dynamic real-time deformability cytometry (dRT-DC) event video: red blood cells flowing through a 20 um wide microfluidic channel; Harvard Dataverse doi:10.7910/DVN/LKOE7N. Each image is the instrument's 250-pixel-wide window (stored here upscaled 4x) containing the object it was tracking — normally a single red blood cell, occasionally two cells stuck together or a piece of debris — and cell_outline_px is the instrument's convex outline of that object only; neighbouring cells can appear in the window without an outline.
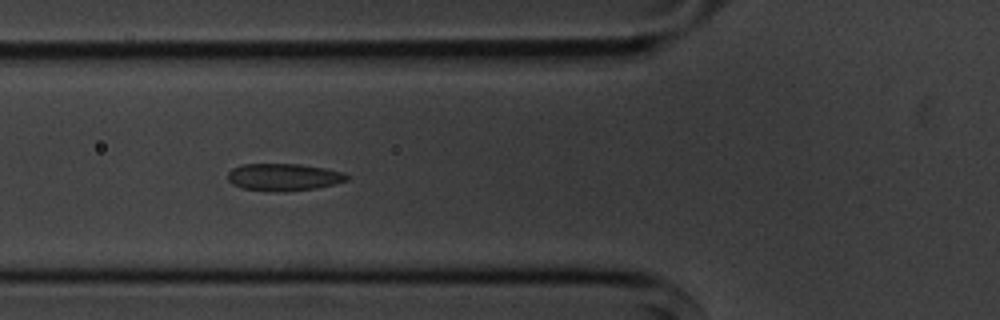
{"species": "common noctule bat (a hibernating species)", "species_latin": "Nyctalus noctula", "temperature_condition": "cold", "stored_images_in_passage": 14, "camera_frame_rate_fps": 3000, "um_per_image_px": 0.085, "animal": {"sex": "male", "body_mass_g": 20.1, "forearm_length_mm": 53.5}, "frame": {"image": 1, "passage_image": 5, "time_ms": 5.333, "image_size_px": [1000, 320], "cell_outline_px": [[348, 180], [316, 188], [284, 192], [276, 192], [240, 188], [232, 184], [228, 180], [228, 172], [232, 168], [240, 164], [300, 164], [324, 168], [344, 172], [348, 176]], "centroid_in_image_um": [24.07, 15.05], "position_along_channel_um": 101.7, "area_um2": 19.02}}
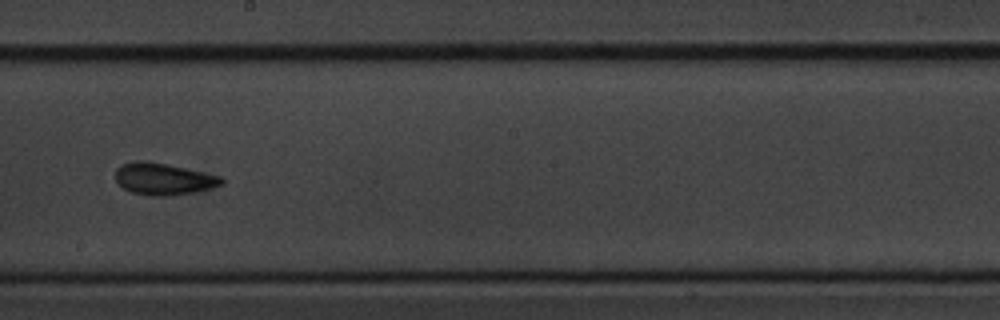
{"frame": {"image": 2, "passage_image": 8, "time_ms": 9.0, "image_size_px": [1000, 320], "cell_outline_px": [[224, 184], [196, 192], [172, 196], [148, 196], [132, 192], [124, 188], [116, 180], [116, 168], [120, 164], [164, 164], [184, 168], [220, 176], [224, 180]], "centroid_in_image_um": [13.95, 15.27], "position_along_channel_um": 234.2, "area_um2": 18.9}}
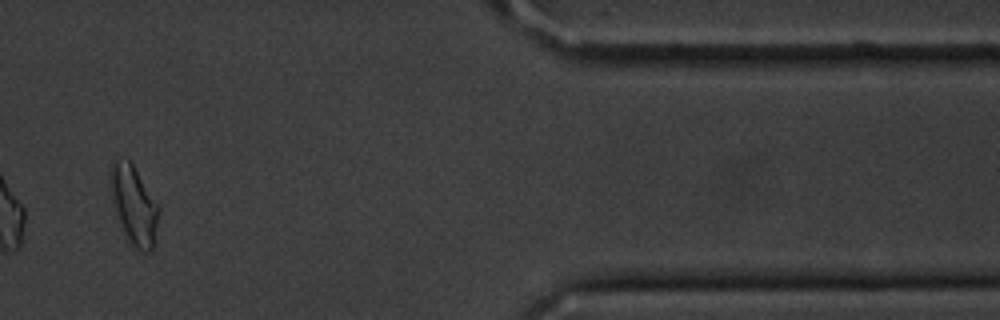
{"frame": {"image": 3, "passage_image": 12, "time_ms": 14.667, "image_size_px": [1000, 320], "cell_outline_px": [[160, 212], [152, 248], [148, 252], [144, 252], [128, 244], [116, 212], [108, 180], [108, 172], [112, 160], [116, 156], [120, 156], [128, 160], [132, 164], [160, 208]], "centroid_in_image_um": [11.34, 17.38], "position_along_channel_um": 400.1, "area_um2": 22.25}, "authors_computed_cell_mechanics": {"area_um2": 19.1318, "velocity_mm_per_s": 3.5955, "shape_relaxation_time_tau1_ms": 3.2869, "shape_relaxation_time_tau2_ms": null, "deformation_change_tau1": 0.0782, "deformation_change_tau2": null}}